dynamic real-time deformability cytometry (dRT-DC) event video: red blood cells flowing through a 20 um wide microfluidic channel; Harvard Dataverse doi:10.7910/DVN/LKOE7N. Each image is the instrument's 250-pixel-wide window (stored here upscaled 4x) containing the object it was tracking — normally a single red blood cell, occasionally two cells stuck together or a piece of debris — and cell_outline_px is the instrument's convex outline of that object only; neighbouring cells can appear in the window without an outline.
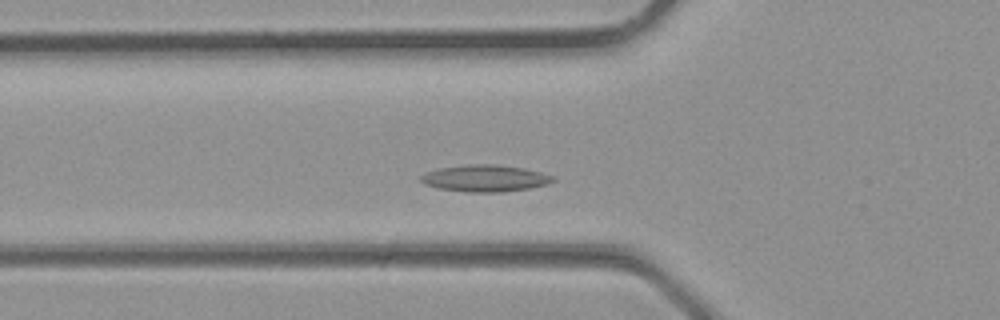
{"species": "common noctule bat (a hibernating species)", "species_latin": "Nyctalus noctula", "temperature_condition": "room temperature", "stored_images_in_passage": 27, "camera_frame_rate_fps": 3000, "um_per_image_px": 0.085, "animal": {"sex": "male", "body_mass_g": 23.1, "forearm_length_mm": 52.7}, "frame": {"image": 1, "passage_image": 3, "time_ms": 0.667, "image_size_px": [1000, 320], "cell_outline_px": [[556, 180], [548, 184], [528, 188], [500, 192], [464, 192], [436, 188], [424, 184], [420, 180], [420, 176], [428, 172], [440, 168], [468, 164], [496, 164], [524, 168], [540, 172], [552, 176]], "centroid_in_image_um": [41.21, 15.16], "position_along_channel_um": 84.6, "area_um2": 20.58}}
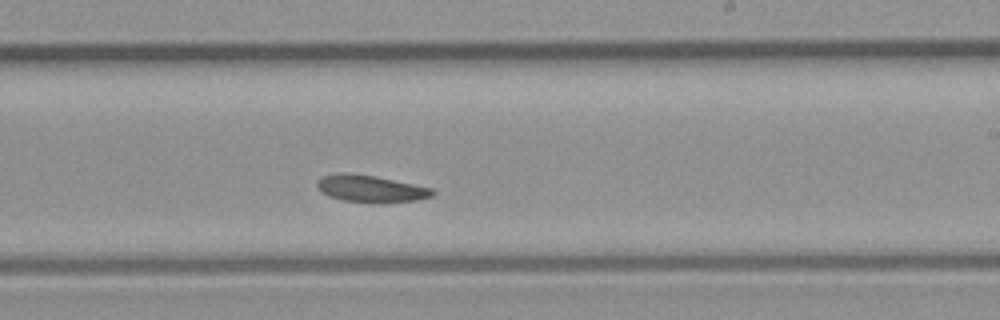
{"frame": {"image": 2, "passage_image": 12, "time_ms": 3.667, "image_size_px": [1000, 320], "cell_outline_px": [[436, 192], [432, 196], [416, 200], [340, 200], [328, 196], [320, 192], [316, 188], [316, 180], [324, 176], [336, 172], [344, 172], [372, 176], [432, 188]], "centroid_in_image_um": [31.4, 15.99], "position_along_channel_um": 257.6, "area_um2": 17.28}}
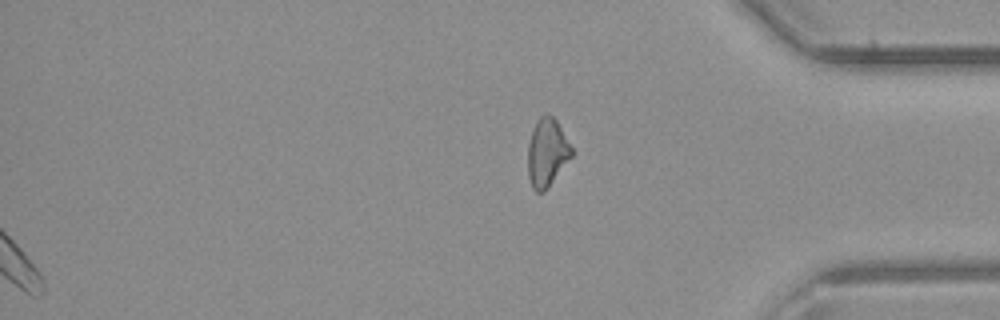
{"frame": {"image": 3, "passage_image": 27, "time_ms": 8.667, "image_size_px": [1000, 320], "cell_outline_px": [[572, 156], [544, 192], [536, 192], [532, 188], [528, 176], [528, 144], [532, 132], [540, 116], [552, 116], [556, 120], [572, 148]], "centroid_in_image_um": [46.48, 13.01], "position_along_channel_um": 388.7, "area_um2": 16.94}}